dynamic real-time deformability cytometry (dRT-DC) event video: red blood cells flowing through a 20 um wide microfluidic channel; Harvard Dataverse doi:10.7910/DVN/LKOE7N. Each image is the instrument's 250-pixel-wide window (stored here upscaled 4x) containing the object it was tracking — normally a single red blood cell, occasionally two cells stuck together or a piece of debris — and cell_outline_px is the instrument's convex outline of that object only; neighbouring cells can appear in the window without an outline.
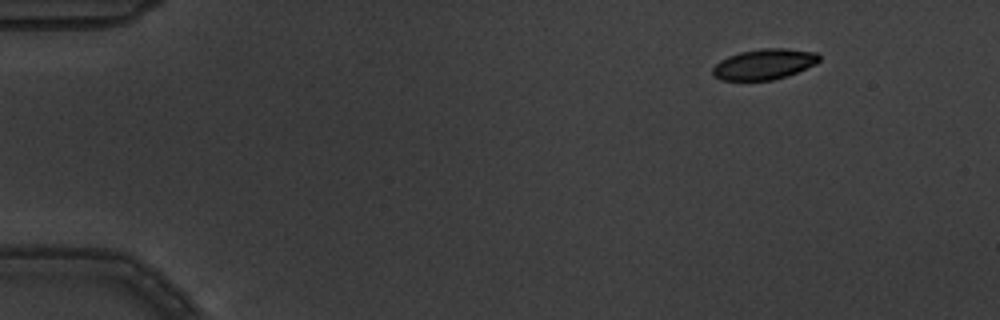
{"species": "common noctule bat (a hibernating species)", "species_latin": "Nyctalus noctula", "temperature_condition": "warm", "stored_images_in_passage": 5, "camera_frame_rate_fps": 3000, "um_per_image_px": 0.085, "animal": {"sex": "male", "body_mass_g": 19.5, "forearm_length_mm": 54.6}, "frame": {"image": 1, "passage_image": 3, "time_ms": 0.667, "image_size_px": [1000, 320], "cell_outline_px": [[820, 60], [816, 64], [788, 76], [772, 80], [720, 80], [712, 76], [712, 68], [720, 60], [728, 56], [740, 52], [764, 48], [788, 48], [816, 52], [820, 56]], "centroid_in_image_um": [64.96, 5.46], "position_along_channel_um": 20.0, "area_um2": 19.13}}